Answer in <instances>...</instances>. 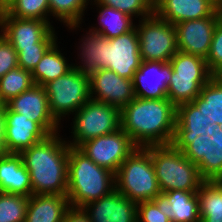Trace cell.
Returning a JSON list of instances; mask_svg holds the SVG:
<instances>
[{
    "label": "cell",
    "instance_id": "6da1fadb",
    "mask_svg": "<svg viewBox=\"0 0 222 222\" xmlns=\"http://www.w3.org/2000/svg\"><path fill=\"white\" fill-rule=\"evenodd\" d=\"M121 129L137 147L172 144L176 126V106L168 99L135 97L120 110Z\"/></svg>",
    "mask_w": 222,
    "mask_h": 222
},
{
    "label": "cell",
    "instance_id": "44dd1931",
    "mask_svg": "<svg viewBox=\"0 0 222 222\" xmlns=\"http://www.w3.org/2000/svg\"><path fill=\"white\" fill-rule=\"evenodd\" d=\"M82 35L77 50V58L80 61L72 63V68L90 75L98 69H106L108 37L87 31Z\"/></svg>",
    "mask_w": 222,
    "mask_h": 222
},
{
    "label": "cell",
    "instance_id": "7c38bea8",
    "mask_svg": "<svg viewBox=\"0 0 222 222\" xmlns=\"http://www.w3.org/2000/svg\"><path fill=\"white\" fill-rule=\"evenodd\" d=\"M89 77L90 97L94 101L106 103L121 110L135 98L132 79L120 77L108 69H98Z\"/></svg>",
    "mask_w": 222,
    "mask_h": 222
},
{
    "label": "cell",
    "instance_id": "ac0fdd59",
    "mask_svg": "<svg viewBox=\"0 0 222 222\" xmlns=\"http://www.w3.org/2000/svg\"><path fill=\"white\" fill-rule=\"evenodd\" d=\"M82 208L90 222H137V203L116 189Z\"/></svg>",
    "mask_w": 222,
    "mask_h": 222
},
{
    "label": "cell",
    "instance_id": "74e56055",
    "mask_svg": "<svg viewBox=\"0 0 222 222\" xmlns=\"http://www.w3.org/2000/svg\"><path fill=\"white\" fill-rule=\"evenodd\" d=\"M52 45L35 44V47H14L17 52L18 66L32 73L45 52Z\"/></svg>",
    "mask_w": 222,
    "mask_h": 222
},
{
    "label": "cell",
    "instance_id": "9c48e42d",
    "mask_svg": "<svg viewBox=\"0 0 222 222\" xmlns=\"http://www.w3.org/2000/svg\"><path fill=\"white\" fill-rule=\"evenodd\" d=\"M135 27L142 61L169 62L178 51L175 26L155 13L136 21Z\"/></svg>",
    "mask_w": 222,
    "mask_h": 222
},
{
    "label": "cell",
    "instance_id": "836d02e7",
    "mask_svg": "<svg viewBox=\"0 0 222 222\" xmlns=\"http://www.w3.org/2000/svg\"><path fill=\"white\" fill-rule=\"evenodd\" d=\"M103 4L131 16L136 21L147 18L154 13V0H97Z\"/></svg>",
    "mask_w": 222,
    "mask_h": 222
},
{
    "label": "cell",
    "instance_id": "ab89813d",
    "mask_svg": "<svg viewBox=\"0 0 222 222\" xmlns=\"http://www.w3.org/2000/svg\"><path fill=\"white\" fill-rule=\"evenodd\" d=\"M63 222H90V219L83 208L70 206L65 214Z\"/></svg>",
    "mask_w": 222,
    "mask_h": 222
},
{
    "label": "cell",
    "instance_id": "7402d4cb",
    "mask_svg": "<svg viewBox=\"0 0 222 222\" xmlns=\"http://www.w3.org/2000/svg\"><path fill=\"white\" fill-rule=\"evenodd\" d=\"M70 203L66 195H31L26 210L25 222H63Z\"/></svg>",
    "mask_w": 222,
    "mask_h": 222
},
{
    "label": "cell",
    "instance_id": "f1b7e54d",
    "mask_svg": "<svg viewBox=\"0 0 222 222\" xmlns=\"http://www.w3.org/2000/svg\"><path fill=\"white\" fill-rule=\"evenodd\" d=\"M90 1L91 0H48L50 18H54L56 19L55 21L58 20V22L60 21V23L64 25L63 27H66L72 32H75L78 28L83 30L82 23L85 18L84 13L87 11V8H89L88 5Z\"/></svg>",
    "mask_w": 222,
    "mask_h": 222
},
{
    "label": "cell",
    "instance_id": "30bf717a",
    "mask_svg": "<svg viewBox=\"0 0 222 222\" xmlns=\"http://www.w3.org/2000/svg\"><path fill=\"white\" fill-rule=\"evenodd\" d=\"M137 148L121 128L83 142L78 149L95 164L116 173L121 163Z\"/></svg>",
    "mask_w": 222,
    "mask_h": 222
},
{
    "label": "cell",
    "instance_id": "e575fe53",
    "mask_svg": "<svg viewBox=\"0 0 222 222\" xmlns=\"http://www.w3.org/2000/svg\"><path fill=\"white\" fill-rule=\"evenodd\" d=\"M197 168L205 181L222 180V149L210 144L207 158H202Z\"/></svg>",
    "mask_w": 222,
    "mask_h": 222
},
{
    "label": "cell",
    "instance_id": "e0dca14e",
    "mask_svg": "<svg viewBox=\"0 0 222 222\" xmlns=\"http://www.w3.org/2000/svg\"><path fill=\"white\" fill-rule=\"evenodd\" d=\"M172 73L170 62L142 61L133 79L135 97L167 98V86Z\"/></svg>",
    "mask_w": 222,
    "mask_h": 222
},
{
    "label": "cell",
    "instance_id": "52a82bcc",
    "mask_svg": "<svg viewBox=\"0 0 222 222\" xmlns=\"http://www.w3.org/2000/svg\"><path fill=\"white\" fill-rule=\"evenodd\" d=\"M44 88L50 113L60 125L91 99L89 75L74 68L48 82Z\"/></svg>",
    "mask_w": 222,
    "mask_h": 222
},
{
    "label": "cell",
    "instance_id": "ffe728a7",
    "mask_svg": "<svg viewBox=\"0 0 222 222\" xmlns=\"http://www.w3.org/2000/svg\"><path fill=\"white\" fill-rule=\"evenodd\" d=\"M0 191L27 197L33 195L29 172L19 154L0 153Z\"/></svg>",
    "mask_w": 222,
    "mask_h": 222
},
{
    "label": "cell",
    "instance_id": "4316f807",
    "mask_svg": "<svg viewBox=\"0 0 222 222\" xmlns=\"http://www.w3.org/2000/svg\"><path fill=\"white\" fill-rule=\"evenodd\" d=\"M192 103L202 109L212 128L222 125V76H212Z\"/></svg>",
    "mask_w": 222,
    "mask_h": 222
},
{
    "label": "cell",
    "instance_id": "7a4b0ae2",
    "mask_svg": "<svg viewBox=\"0 0 222 222\" xmlns=\"http://www.w3.org/2000/svg\"><path fill=\"white\" fill-rule=\"evenodd\" d=\"M56 133L19 153L30 175L33 195H67L70 145Z\"/></svg>",
    "mask_w": 222,
    "mask_h": 222
},
{
    "label": "cell",
    "instance_id": "f6af8a7d",
    "mask_svg": "<svg viewBox=\"0 0 222 222\" xmlns=\"http://www.w3.org/2000/svg\"><path fill=\"white\" fill-rule=\"evenodd\" d=\"M208 1H210L214 6H215L216 3H217V0H208Z\"/></svg>",
    "mask_w": 222,
    "mask_h": 222
},
{
    "label": "cell",
    "instance_id": "d6a6232c",
    "mask_svg": "<svg viewBox=\"0 0 222 222\" xmlns=\"http://www.w3.org/2000/svg\"><path fill=\"white\" fill-rule=\"evenodd\" d=\"M209 133L199 135L196 138H173L172 145L181 150L194 164H198L202 158H207L210 144H213L209 139Z\"/></svg>",
    "mask_w": 222,
    "mask_h": 222
},
{
    "label": "cell",
    "instance_id": "3957f363",
    "mask_svg": "<svg viewBox=\"0 0 222 222\" xmlns=\"http://www.w3.org/2000/svg\"><path fill=\"white\" fill-rule=\"evenodd\" d=\"M67 197L70 206L82 208L115 190V173L95 164L77 147L69 148Z\"/></svg>",
    "mask_w": 222,
    "mask_h": 222
},
{
    "label": "cell",
    "instance_id": "d4e9b609",
    "mask_svg": "<svg viewBox=\"0 0 222 222\" xmlns=\"http://www.w3.org/2000/svg\"><path fill=\"white\" fill-rule=\"evenodd\" d=\"M212 129L202 109H198L192 102L176 106L174 138H196L210 133Z\"/></svg>",
    "mask_w": 222,
    "mask_h": 222
},
{
    "label": "cell",
    "instance_id": "cb8c5ba5",
    "mask_svg": "<svg viewBox=\"0 0 222 222\" xmlns=\"http://www.w3.org/2000/svg\"><path fill=\"white\" fill-rule=\"evenodd\" d=\"M172 222H200L197 191L172 190L161 194Z\"/></svg>",
    "mask_w": 222,
    "mask_h": 222
},
{
    "label": "cell",
    "instance_id": "b9f144b4",
    "mask_svg": "<svg viewBox=\"0 0 222 222\" xmlns=\"http://www.w3.org/2000/svg\"><path fill=\"white\" fill-rule=\"evenodd\" d=\"M208 139L212 141L216 147H219L220 149H222V125H219L218 127L213 128L211 132L209 133Z\"/></svg>",
    "mask_w": 222,
    "mask_h": 222
},
{
    "label": "cell",
    "instance_id": "277c9868",
    "mask_svg": "<svg viewBox=\"0 0 222 222\" xmlns=\"http://www.w3.org/2000/svg\"><path fill=\"white\" fill-rule=\"evenodd\" d=\"M115 189L125 197L140 203L161 199V190L146 148L137 147L115 173Z\"/></svg>",
    "mask_w": 222,
    "mask_h": 222
},
{
    "label": "cell",
    "instance_id": "484cf974",
    "mask_svg": "<svg viewBox=\"0 0 222 222\" xmlns=\"http://www.w3.org/2000/svg\"><path fill=\"white\" fill-rule=\"evenodd\" d=\"M58 42V43H57ZM56 41L43 55L32 72L35 85L44 86L48 82L65 75L72 69V62L65 57ZM68 59V60H67Z\"/></svg>",
    "mask_w": 222,
    "mask_h": 222
},
{
    "label": "cell",
    "instance_id": "f35d334b",
    "mask_svg": "<svg viewBox=\"0 0 222 222\" xmlns=\"http://www.w3.org/2000/svg\"><path fill=\"white\" fill-rule=\"evenodd\" d=\"M17 66V52L0 33V78Z\"/></svg>",
    "mask_w": 222,
    "mask_h": 222
},
{
    "label": "cell",
    "instance_id": "5bb4252c",
    "mask_svg": "<svg viewBox=\"0 0 222 222\" xmlns=\"http://www.w3.org/2000/svg\"><path fill=\"white\" fill-rule=\"evenodd\" d=\"M141 62L136 27L107 42L106 69L114 71L120 77L133 80Z\"/></svg>",
    "mask_w": 222,
    "mask_h": 222
},
{
    "label": "cell",
    "instance_id": "83f0119b",
    "mask_svg": "<svg viewBox=\"0 0 222 222\" xmlns=\"http://www.w3.org/2000/svg\"><path fill=\"white\" fill-rule=\"evenodd\" d=\"M197 197L200 222H222V180L204 181Z\"/></svg>",
    "mask_w": 222,
    "mask_h": 222
},
{
    "label": "cell",
    "instance_id": "4fadbf2b",
    "mask_svg": "<svg viewBox=\"0 0 222 222\" xmlns=\"http://www.w3.org/2000/svg\"><path fill=\"white\" fill-rule=\"evenodd\" d=\"M5 105L11 111L38 123L49 135L60 133L61 128L63 130V126L50 113L44 86L34 85L19 96L11 98Z\"/></svg>",
    "mask_w": 222,
    "mask_h": 222
},
{
    "label": "cell",
    "instance_id": "ba28073f",
    "mask_svg": "<svg viewBox=\"0 0 222 222\" xmlns=\"http://www.w3.org/2000/svg\"><path fill=\"white\" fill-rule=\"evenodd\" d=\"M120 119L119 108L90 99L73 114L72 134L66 142L78 148L83 142L120 129Z\"/></svg>",
    "mask_w": 222,
    "mask_h": 222
},
{
    "label": "cell",
    "instance_id": "8d00e7d4",
    "mask_svg": "<svg viewBox=\"0 0 222 222\" xmlns=\"http://www.w3.org/2000/svg\"><path fill=\"white\" fill-rule=\"evenodd\" d=\"M206 63L213 76H222V19L218 20L214 30Z\"/></svg>",
    "mask_w": 222,
    "mask_h": 222
},
{
    "label": "cell",
    "instance_id": "1f68e13d",
    "mask_svg": "<svg viewBox=\"0 0 222 222\" xmlns=\"http://www.w3.org/2000/svg\"><path fill=\"white\" fill-rule=\"evenodd\" d=\"M29 197L0 191V222H25Z\"/></svg>",
    "mask_w": 222,
    "mask_h": 222
},
{
    "label": "cell",
    "instance_id": "f546056e",
    "mask_svg": "<svg viewBox=\"0 0 222 222\" xmlns=\"http://www.w3.org/2000/svg\"><path fill=\"white\" fill-rule=\"evenodd\" d=\"M34 85L35 82L30 71L20 66L11 69L0 78V103L5 104Z\"/></svg>",
    "mask_w": 222,
    "mask_h": 222
},
{
    "label": "cell",
    "instance_id": "ee69618b",
    "mask_svg": "<svg viewBox=\"0 0 222 222\" xmlns=\"http://www.w3.org/2000/svg\"><path fill=\"white\" fill-rule=\"evenodd\" d=\"M215 13L220 19H222V0H217V3L215 5Z\"/></svg>",
    "mask_w": 222,
    "mask_h": 222
},
{
    "label": "cell",
    "instance_id": "5b68a950",
    "mask_svg": "<svg viewBox=\"0 0 222 222\" xmlns=\"http://www.w3.org/2000/svg\"><path fill=\"white\" fill-rule=\"evenodd\" d=\"M152 163L161 193L172 190L198 191L205 181L197 165L172 144L145 147Z\"/></svg>",
    "mask_w": 222,
    "mask_h": 222
},
{
    "label": "cell",
    "instance_id": "9a60e30c",
    "mask_svg": "<svg viewBox=\"0 0 222 222\" xmlns=\"http://www.w3.org/2000/svg\"><path fill=\"white\" fill-rule=\"evenodd\" d=\"M219 19L215 13L213 16L186 20L174 25L178 51L206 59Z\"/></svg>",
    "mask_w": 222,
    "mask_h": 222
},
{
    "label": "cell",
    "instance_id": "8fae6325",
    "mask_svg": "<svg viewBox=\"0 0 222 222\" xmlns=\"http://www.w3.org/2000/svg\"><path fill=\"white\" fill-rule=\"evenodd\" d=\"M52 23L39 19H18L6 11L0 12V33L13 47L54 44L58 36Z\"/></svg>",
    "mask_w": 222,
    "mask_h": 222
},
{
    "label": "cell",
    "instance_id": "60d3db41",
    "mask_svg": "<svg viewBox=\"0 0 222 222\" xmlns=\"http://www.w3.org/2000/svg\"><path fill=\"white\" fill-rule=\"evenodd\" d=\"M4 138H5V104L0 103V153H3Z\"/></svg>",
    "mask_w": 222,
    "mask_h": 222
},
{
    "label": "cell",
    "instance_id": "8992f818",
    "mask_svg": "<svg viewBox=\"0 0 222 222\" xmlns=\"http://www.w3.org/2000/svg\"><path fill=\"white\" fill-rule=\"evenodd\" d=\"M169 62L173 73L167 86V98L175 106L192 102L213 76L206 59L197 55L177 51Z\"/></svg>",
    "mask_w": 222,
    "mask_h": 222
},
{
    "label": "cell",
    "instance_id": "7bdbcfd3",
    "mask_svg": "<svg viewBox=\"0 0 222 222\" xmlns=\"http://www.w3.org/2000/svg\"><path fill=\"white\" fill-rule=\"evenodd\" d=\"M16 0H0V12L5 11Z\"/></svg>",
    "mask_w": 222,
    "mask_h": 222
},
{
    "label": "cell",
    "instance_id": "603a6c76",
    "mask_svg": "<svg viewBox=\"0 0 222 222\" xmlns=\"http://www.w3.org/2000/svg\"><path fill=\"white\" fill-rule=\"evenodd\" d=\"M96 7L98 12V25L92 24L88 28L89 31L108 37L109 39L118 37L135 28L134 19L125 13L112 7L100 4L97 0H91L90 6Z\"/></svg>",
    "mask_w": 222,
    "mask_h": 222
},
{
    "label": "cell",
    "instance_id": "d6986e66",
    "mask_svg": "<svg viewBox=\"0 0 222 222\" xmlns=\"http://www.w3.org/2000/svg\"><path fill=\"white\" fill-rule=\"evenodd\" d=\"M154 13L176 25L186 20L213 16L215 6L208 0H154Z\"/></svg>",
    "mask_w": 222,
    "mask_h": 222
},
{
    "label": "cell",
    "instance_id": "2e32d148",
    "mask_svg": "<svg viewBox=\"0 0 222 222\" xmlns=\"http://www.w3.org/2000/svg\"><path fill=\"white\" fill-rule=\"evenodd\" d=\"M49 134L36 122L11 111L5 105V138L3 153L19 154L45 140Z\"/></svg>",
    "mask_w": 222,
    "mask_h": 222
},
{
    "label": "cell",
    "instance_id": "4dcf8cb0",
    "mask_svg": "<svg viewBox=\"0 0 222 222\" xmlns=\"http://www.w3.org/2000/svg\"><path fill=\"white\" fill-rule=\"evenodd\" d=\"M5 11L18 19H39L52 22L48 0H16Z\"/></svg>",
    "mask_w": 222,
    "mask_h": 222
},
{
    "label": "cell",
    "instance_id": "d590c367",
    "mask_svg": "<svg viewBox=\"0 0 222 222\" xmlns=\"http://www.w3.org/2000/svg\"><path fill=\"white\" fill-rule=\"evenodd\" d=\"M137 222H172L161 199L137 203Z\"/></svg>",
    "mask_w": 222,
    "mask_h": 222
}]
</instances>
